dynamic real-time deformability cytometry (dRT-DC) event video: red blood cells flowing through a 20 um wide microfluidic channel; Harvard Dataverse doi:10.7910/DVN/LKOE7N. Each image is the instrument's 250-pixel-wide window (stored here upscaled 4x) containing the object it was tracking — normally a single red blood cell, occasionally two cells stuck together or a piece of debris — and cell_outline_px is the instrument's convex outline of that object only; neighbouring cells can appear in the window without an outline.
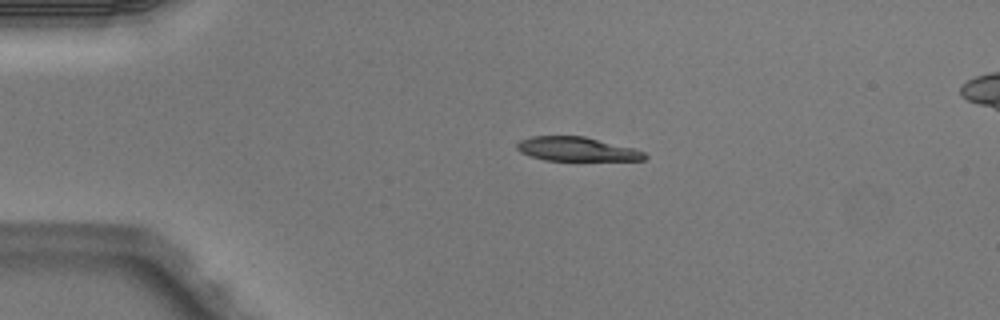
{"species": "Egyptian fruit bat (a non-hibernating species)", "species_latin": "Rousettus aegyptiacus", "temperature_condition": "warm", "stored_images_in_passage": 4, "segment_of_instrument_passage": [1, 2], "camera_frame_rate_fps": 3000, "um_per_image_px": 0.085, "animal": {"sex": "male"}, "frame": {"image": 1, "passage_image": 3, "time_ms": 0.667, "image_size_px": [1000, 320], "cell_outline_px": [[648, 156], [644, 160], [544, 160], [520, 152], [516, 148], [516, 144], [520, 140], [532, 136], [584, 136], [636, 148], [644, 152]], "centroid_in_image_um": [49.04, 12.66], "position_along_channel_um": 36.0, "area_um2": 17.92}}